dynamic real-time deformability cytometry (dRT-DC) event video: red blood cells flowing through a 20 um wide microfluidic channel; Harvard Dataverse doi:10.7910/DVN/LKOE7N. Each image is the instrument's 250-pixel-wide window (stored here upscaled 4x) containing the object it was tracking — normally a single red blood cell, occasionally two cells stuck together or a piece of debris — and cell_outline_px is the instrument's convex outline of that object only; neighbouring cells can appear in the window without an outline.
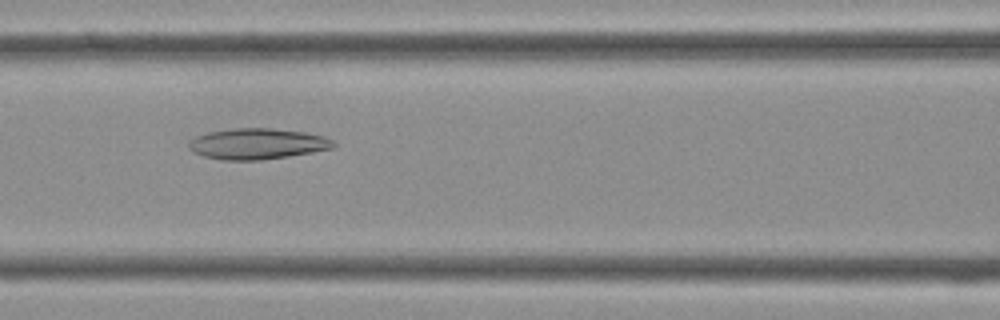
{"species": "Egyptian fruit bat (a non-hibernating species)", "species_latin": "Rousettus aegyptiacus", "temperature_condition": "cold", "stored_images_in_passage": 41, "camera_frame_rate_fps": 3000, "um_per_image_px": 0.085, "frame": {"image": 1, "passage_image": 17, "time_ms": 5.333, "image_size_px": [1000, 320], "cell_outline_px": [[336, 144], [332, 148], [312, 152], [288, 156], [260, 160], [224, 160], [204, 156], [192, 152], [188, 148], [188, 140], [196, 136], [208, 132], [236, 128], [272, 128], [304, 132], [324, 136], [332, 140]], "centroid_in_image_um": [21.84, 12.22], "position_along_channel_um": 144.8, "area_um2": 26.01}}
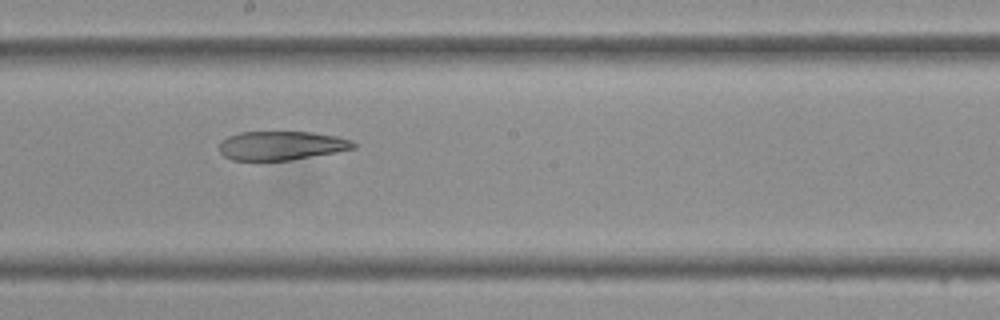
{"frame": {"image": 2, "passage_image": 22, "time_ms": 7.0, "image_size_px": [1000, 320], "cell_outline_px": [[356, 148], [336, 152], [288, 160], [232, 160], [224, 156], [220, 152], [220, 144], [228, 136], [240, 132], [312, 132], [336, 136], [352, 140], [356, 144]], "centroid_in_image_um": [23.94, 12.37], "position_along_channel_um": 224.3, "area_um2": 22.43}}
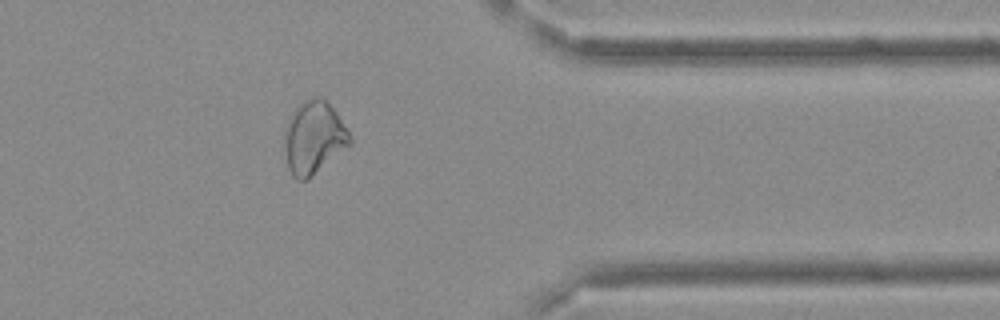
{"frame": {"image": 3, "passage_image": 33, "time_ms": 10.667, "image_size_px": [1000, 320], "cell_outline_px": [[352, 144], [308, 180], [296, 180], [292, 176], [288, 168], [284, 144], [284, 128], [292, 112], [304, 100], [316, 96], [320, 96], [336, 112], [352, 136]], "centroid_in_image_um": [26.67, 11.73], "position_along_channel_um": 384.7, "area_um2": 27.98}}